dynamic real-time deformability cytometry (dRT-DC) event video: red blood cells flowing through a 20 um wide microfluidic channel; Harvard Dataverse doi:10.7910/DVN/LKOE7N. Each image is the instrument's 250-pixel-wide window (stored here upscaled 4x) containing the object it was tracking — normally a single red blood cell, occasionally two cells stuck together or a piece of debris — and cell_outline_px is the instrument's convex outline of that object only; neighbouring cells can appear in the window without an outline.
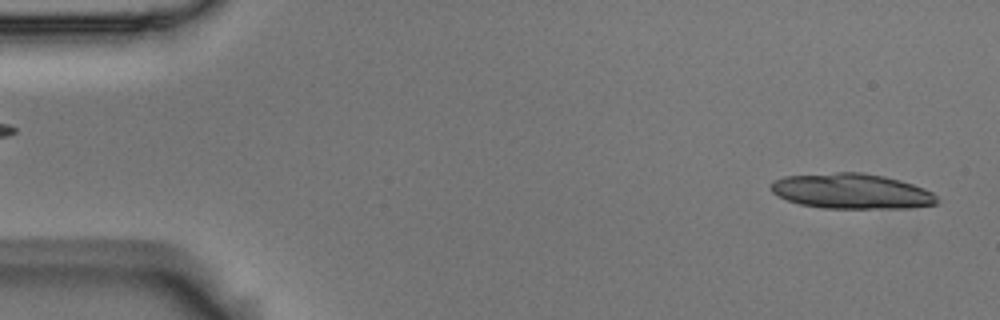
{"species": "Egyptian fruit bat (a non-hibernating species)", "species_latin": "Rousettus aegyptiacus", "temperature_condition": "room temperature", "stored_images_in_passage": 24, "camera_frame_rate_fps": 3000, "um_per_image_px": 0.085, "animal": {"sex": "male"}, "frame": {"image": 1, "passage_image": 2, "time_ms": 0.333, "image_size_px": [1000, 320], "cell_outline_px": [[940, 200], [936, 204], [908, 208], [824, 208], [800, 204], [788, 200], [772, 192], [768, 188], [768, 184], [772, 180], [784, 176], [836, 172], [860, 172], [884, 176], [900, 180], [924, 188], [932, 192]], "centroid_in_image_um": [72.36, 16.24], "position_along_channel_um": 12.6, "area_um2": 34.28}}
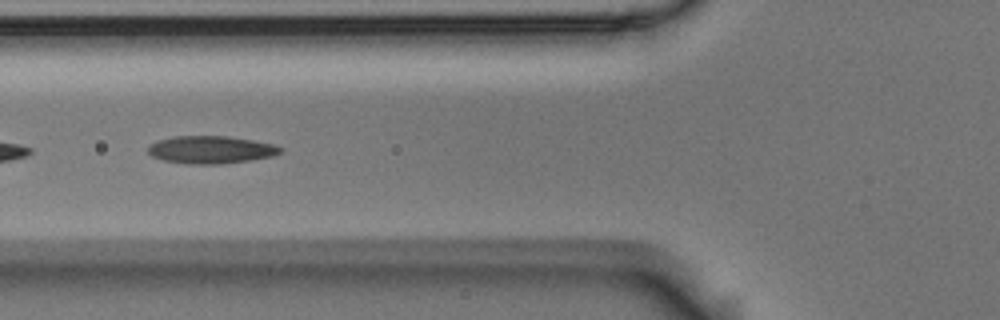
{"frame": {"image": 2, "passage_image": 20, "time_ms": 6.333, "image_size_px": [1000, 320], "cell_outline_px": [[284, 148], [280, 152], [272, 156], [248, 160], [220, 164], [188, 164], [164, 160], [152, 156], [148, 152], [148, 148], [156, 140], [176, 136], [228, 136], [276, 144]], "centroid_in_image_um": [17.94, 12.72], "position_along_channel_um": 107.9, "area_um2": 21.21}}